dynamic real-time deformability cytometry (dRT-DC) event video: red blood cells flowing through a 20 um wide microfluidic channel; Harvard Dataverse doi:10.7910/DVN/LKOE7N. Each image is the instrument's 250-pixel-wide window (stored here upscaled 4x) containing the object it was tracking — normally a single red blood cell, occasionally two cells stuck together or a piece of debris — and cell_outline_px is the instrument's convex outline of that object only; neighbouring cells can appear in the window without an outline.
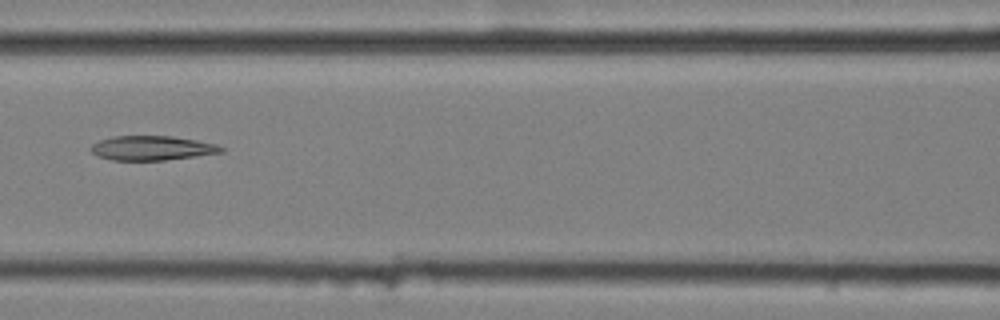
{"species": "common noctule bat (a hibernating species)", "species_latin": "Nyctalus noctula", "temperature_condition": "cold", "stored_images_in_passage": 7, "camera_frame_rate_fps": 3000, "um_per_image_px": 0.085, "animal": {"sex": "female", "body_mass_g": 25.1}, "frame": {"image": 1, "passage_image": 6, "time_ms": 1.667, "image_size_px": [1000, 320], "cell_outline_px": [[224, 152], [196, 156], [164, 160], [112, 160], [96, 156], [88, 148], [92, 144], [100, 140], [112, 136], [172, 136], [196, 140], [216, 144], [224, 148]], "centroid_in_image_um": [12.89, 12.58], "position_along_channel_um": 153.7, "area_um2": 18.61}}
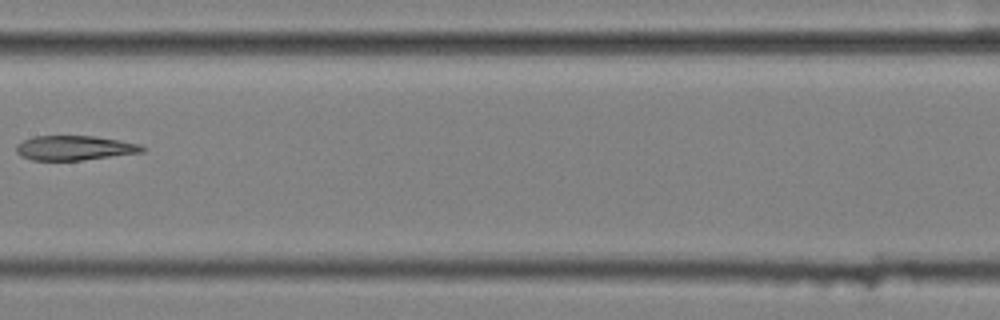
{"frame": {"image": 2, "passage_image": 7, "time_ms": 2.0, "image_size_px": [1000, 320], "cell_outline_px": [[148, 148], [144, 152], [80, 160], [32, 160], [20, 156], [16, 152], [16, 144], [24, 140], [36, 136], [96, 136], [120, 140], [140, 144]], "centroid_in_image_um": [6.36, 12.57], "position_along_channel_um": 201.0, "area_um2": 18.09}}